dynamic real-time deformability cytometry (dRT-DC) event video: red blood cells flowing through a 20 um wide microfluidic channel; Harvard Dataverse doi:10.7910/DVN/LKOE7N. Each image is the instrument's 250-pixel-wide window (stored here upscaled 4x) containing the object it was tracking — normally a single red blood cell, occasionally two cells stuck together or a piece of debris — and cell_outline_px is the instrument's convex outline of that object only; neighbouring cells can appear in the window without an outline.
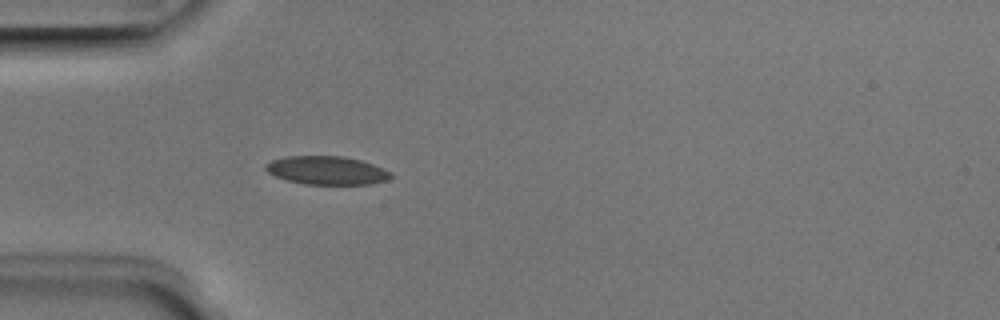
{"species": "Egyptian fruit bat (a non-hibernating species)", "species_latin": "Rousettus aegyptiacus", "temperature_condition": "room temperature", "stored_images_in_passage": 3, "camera_frame_rate_fps": 3000, "um_per_image_px": 0.085, "animal": {"sex": "male"}, "frame": {"image": 1, "passage_image": 3, "time_ms": 0.667, "image_size_px": [1000, 320], "cell_outline_px": [[392, 176], [388, 180], [368, 184], [304, 184], [288, 180], [276, 176], [268, 172], [264, 168], [264, 164], [272, 160], [284, 156], [344, 156], [360, 160], [384, 168], [392, 172]], "centroid_in_image_um": [27.78, 14.47], "position_along_channel_um": 57.2, "area_um2": 20.75}}